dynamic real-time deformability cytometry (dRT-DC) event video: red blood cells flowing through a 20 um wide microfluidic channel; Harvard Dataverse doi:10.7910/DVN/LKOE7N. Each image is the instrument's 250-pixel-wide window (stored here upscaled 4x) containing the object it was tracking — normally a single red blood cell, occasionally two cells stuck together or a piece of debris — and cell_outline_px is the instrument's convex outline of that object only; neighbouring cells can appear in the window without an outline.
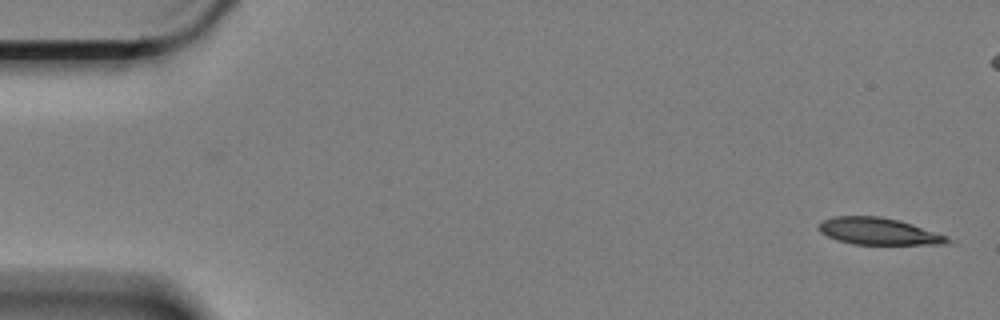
{"species": "Egyptian fruit bat (a non-hibernating species)", "species_latin": "Rousettus aegyptiacus", "temperature_condition": "cold", "stored_images_in_passage": 5, "camera_frame_rate_fps": 3000, "um_per_image_px": 0.085, "animal": {"sex": "female"}, "frame": {"image": 1, "passage_image": 1, "time_ms": 0.0, "image_size_px": [1000, 320], "cell_outline_px": [[956, 244], [852, 244], [836, 240], [820, 232], [816, 228], [824, 220], [832, 216], [880, 216], [900, 220], [948, 236], [956, 240]], "centroid_in_image_um": [74.74, 19.67], "position_along_channel_um": 10.3, "area_um2": 20.46}}